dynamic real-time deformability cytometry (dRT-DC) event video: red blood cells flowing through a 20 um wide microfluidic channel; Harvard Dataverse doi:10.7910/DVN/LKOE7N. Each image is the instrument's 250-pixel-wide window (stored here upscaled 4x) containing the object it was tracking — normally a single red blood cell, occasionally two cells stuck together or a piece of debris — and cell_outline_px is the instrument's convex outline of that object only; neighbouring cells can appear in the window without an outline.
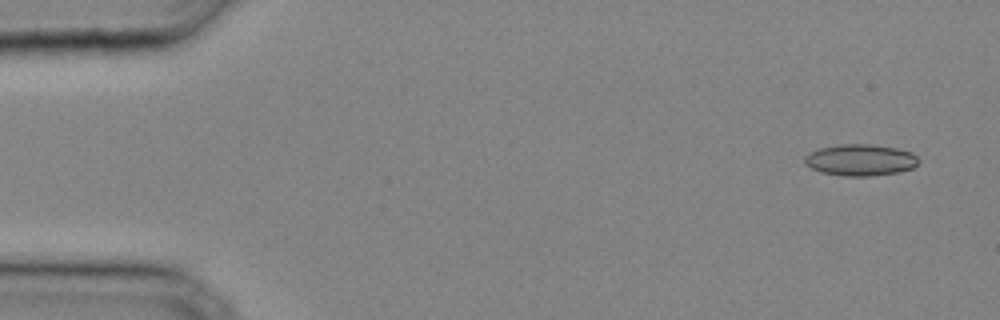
{"species": "common noctule bat (a hibernating species)", "species_latin": "Nyctalus noctula", "temperature_condition": "cold", "stored_images_in_passage": 32, "camera_frame_rate_fps": 3000, "um_per_image_px": 0.085, "animal": {"sex": "male", "body_mass_g": 20.4}, "frame": {"image": 1, "passage_image": 1, "time_ms": 0.0, "image_size_px": [1000, 320], "cell_outline_px": [[920, 160], [912, 168], [896, 172], [872, 176], [844, 176], [820, 172], [804, 164], [804, 156], [808, 152], [820, 148], [840, 144], [868, 144], [896, 148], [912, 152]], "centroid_in_image_um": [73.1, 13.6], "position_along_channel_um": 11.9, "area_um2": 20.92}}
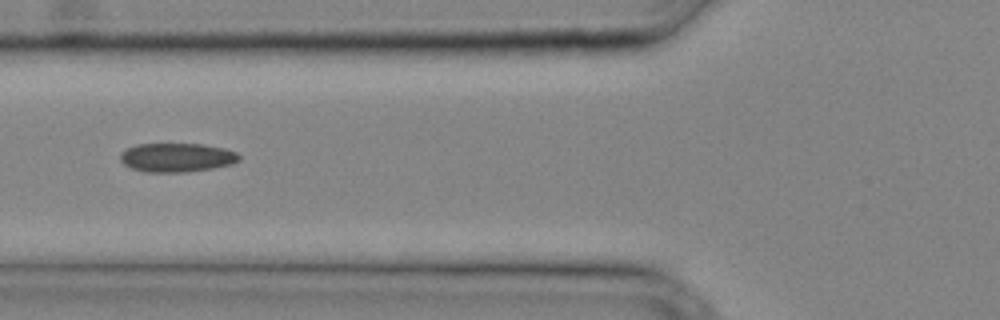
{"frame": {"image": 2, "passage_image": 12, "time_ms": 3.667, "image_size_px": [1000, 320], "cell_outline_px": [[240, 160], [232, 164], [212, 168], [188, 172], [144, 172], [132, 168], [124, 164], [120, 160], [120, 152], [136, 144], [204, 144], [224, 148], [236, 152], [240, 156]], "centroid_in_image_um": [15.03, 13.39], "position_along_channel_um": 110.8, "area_um2": 20.11}}
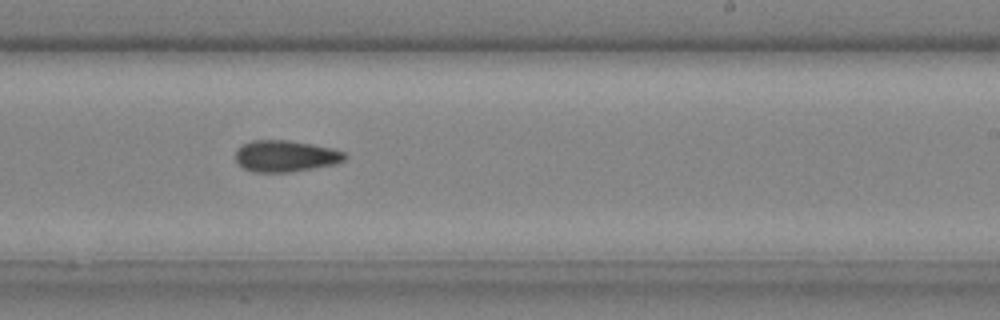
{"frame": {"image": 3, "passage_image": 20, "time_ms": 6.333, "image_size_px": [1000, 320], "cell_outline_px": [[344, 160], [332, 164], [292, 172], [252, 172], [244, 168], [236, 160], [236, 148], [252, 140], [288, 140], [312, 144], [332, 148], [344, 152]], "centroid_in_image_um": [24.22, 13.26], "position_along_channel_um": 264.8, "area_um2": 19.83}}